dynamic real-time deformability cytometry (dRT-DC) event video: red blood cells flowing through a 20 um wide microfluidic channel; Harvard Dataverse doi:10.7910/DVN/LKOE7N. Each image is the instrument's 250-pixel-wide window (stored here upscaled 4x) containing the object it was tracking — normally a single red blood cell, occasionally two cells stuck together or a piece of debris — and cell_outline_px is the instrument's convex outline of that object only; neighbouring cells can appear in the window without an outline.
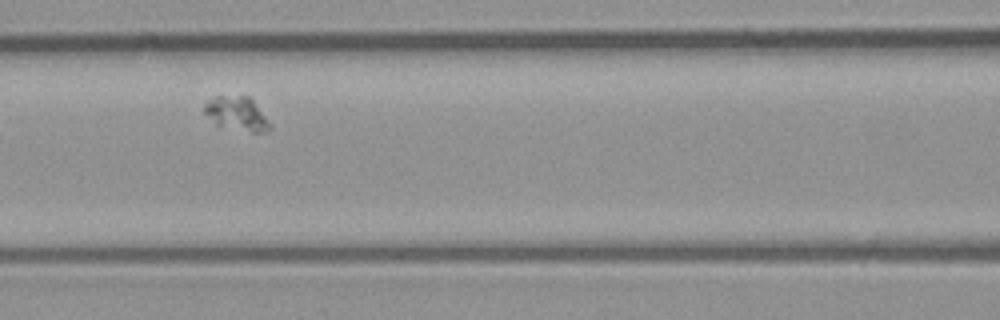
{"species": "common noctule bat (a hibernating species)", "species_latin": "Nyctalus noctula", "temperature_condition": "room temperature", "stored_images_in_passage": 15, "segment_of_instrument_passage": [1, 2], "camera_frame_rate_fps": 3000, "um_per_image_px": 0.085, "animal": {"sex": "male", "body_mass_g": 23.1, "forearm_length_mm": 52.7}, "frame": {"image": 1, "passage_image": 6, "time_ms": 1.667, "image_size_px": [1000, 320], "cell_outline_px": [[272, 128], [264, 132], [252, 132], [216, 124], [204, 112], [204, 104], [208, 100], [216, 96], [248, 96], [252, 100], [272, 124]], "centroid_in_image_um": [20.15, 9.65], "position_along_channel_um": 146.4, "area_um2": 12.66}}
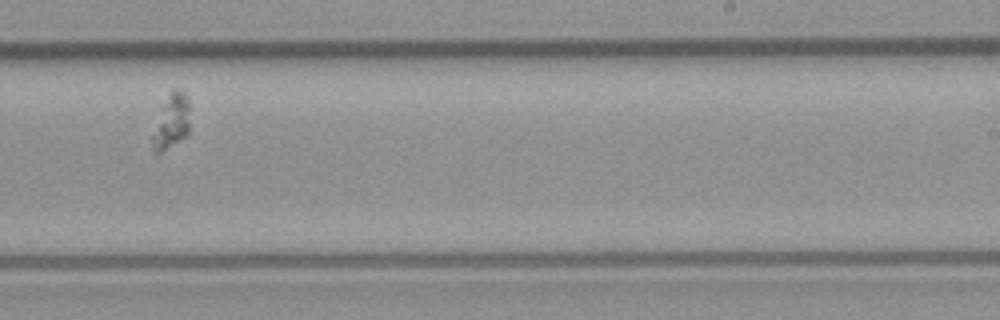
{"frame": {"image": 2, "passage_image": 9, "time_ms": 2.667, "image_size_px": [1000, 320], "cell_outline_px": [[188, 136], [160, 152], [156, 152], [152, 148], [152, 136], [160, 104], [172, 88], [176, 88], [184, 92], [188, 96]], "centroid_in_image_um": [14.55, 10.26], "position_along_channel_um": 274.5, "area_um2": 12.14}}
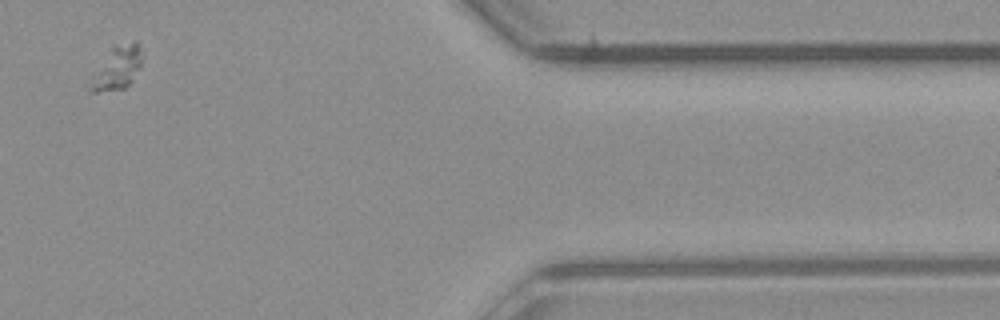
{"frame": {"image": 3, "passage_image": 12, "time_ms": 3.667, "image_size_px": [1000, 320], "cell_outline_px": [[140, 68], [132, 80], [124, 88], [96, 92], [88, 92], [84, 84], [88, 76], [112, 48], [136, 40], [140, 48]], "centroid_in_image_um": [9.81, 5.85], "position_along_channel_um": 401.6, "area_um2": 13.24}}